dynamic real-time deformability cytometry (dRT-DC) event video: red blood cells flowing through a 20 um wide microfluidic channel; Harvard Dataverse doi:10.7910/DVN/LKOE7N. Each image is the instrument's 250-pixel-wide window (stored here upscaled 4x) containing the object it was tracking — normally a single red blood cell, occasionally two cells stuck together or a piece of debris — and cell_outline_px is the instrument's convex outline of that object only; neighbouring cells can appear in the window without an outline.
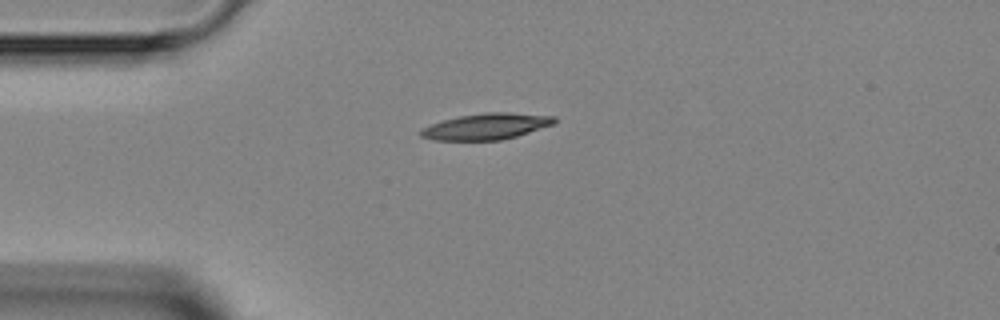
{"species": "Egyptian fruit bat (a non-hibernating species)", "species_latin": "Rousettus aegyptiacus", "temperature_condition": "room temperature", "stored_images_in_passage": 2, "camera_frame_rate_fps": 3000, "um_per_image_px": 0.085, "animal": {"sex": "female"}, "frame": {"image": 1, "passage_image": 1, "time_ms": 0.0, "image_size_px": [1000, 320], "cell_outline_px": [[556, 124], [516, 136], [500, 140], [432, 140], [420, 136], [420, 128], [444, 120], [460, 116], [484, 112], [508, 112], [556, 116]], "centroid_in_image_um": [41.36, 10.74], "position_along_channel_um": 43.6, "area_um2": 20.4}}